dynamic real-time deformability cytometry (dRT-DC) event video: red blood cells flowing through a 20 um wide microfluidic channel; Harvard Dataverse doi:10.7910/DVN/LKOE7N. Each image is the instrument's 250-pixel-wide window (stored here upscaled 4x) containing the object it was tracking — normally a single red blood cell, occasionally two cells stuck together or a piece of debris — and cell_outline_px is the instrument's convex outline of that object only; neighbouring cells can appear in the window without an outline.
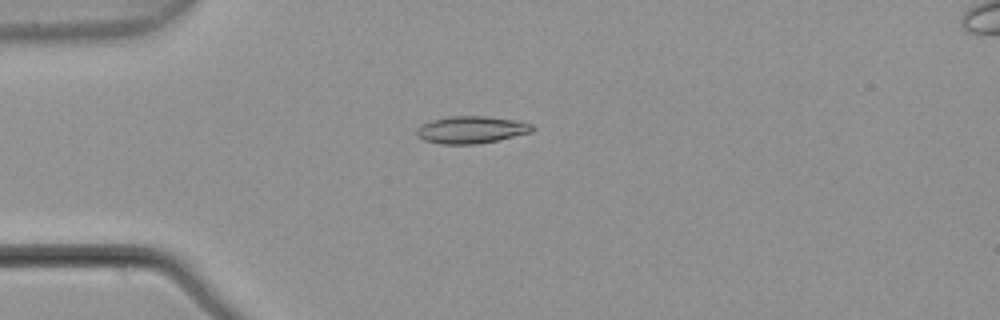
{"species": "common noctule bat (a hibernating species)", "species_latin": "Nyctalus noctula", "temperature_condition": "warm", "stored_images_in_passage": 5, "camera_frame_rate_fps": 3000, "um_per_image_px": 0.085, "animal": {"sex": "male", "body_mass_g": 21.5, "forearm_length_mm": 52.0}, "frame": {"image": 1, "passage_image": 4, "time_ms": 1.0, "image_size_px": [1000, 320], "cell_outline_px": [[536, 128], [532, 132], [496, 140], [476, 144], [440, 144], [424, 140], [416, 136], [416, 128], [432, 120], [448, 116], [488, 116], [516, 120], [532, 124]], "centroid_in_image_um": [40.06, 11.02], "position_along_channel_um": 44.9, "area_um2": 18.38}}